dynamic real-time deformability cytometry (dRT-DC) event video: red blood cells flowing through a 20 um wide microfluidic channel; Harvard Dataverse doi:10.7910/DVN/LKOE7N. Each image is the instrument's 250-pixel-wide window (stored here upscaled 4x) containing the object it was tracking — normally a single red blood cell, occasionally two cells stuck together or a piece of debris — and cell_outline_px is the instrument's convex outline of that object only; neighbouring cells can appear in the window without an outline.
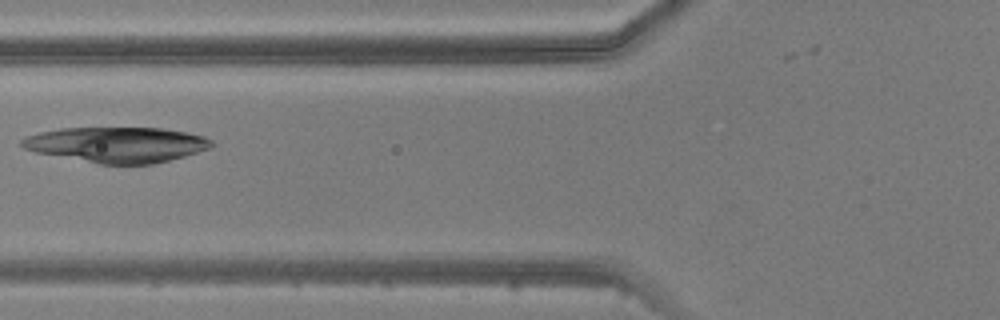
{"species": "common noctule bat (a hibernating species)", "species_latin": "Nyctalus noctula", "temperature_condition": "warm", "stored_images_in_passage": 2, "camera_frame_rate_fps": 3000, "um_per_image_px": 0.085, "animal": {"sex": "male", "body_mass_g": 20.5, "forearm_length_mm": 52.5}, "frame": {"image": 1, "passage_image": 2, "time_ms": 1.333, "image_size_px": [1000, 320], "cell_outline_px": [[216, 144], [212, 148], [184, 156], [152, 164], [100, 164], [36, 152], [24, 148], [20, 144], [20, 140], [28, 136], [40, 132], [60, 128], [160, 128], [188, 132], [204, 136], [212, 140]], "centroid_in_image_um": [9.98, 12.29], "position_along_channel_um": 115.8, "area_um2": 39.13}}